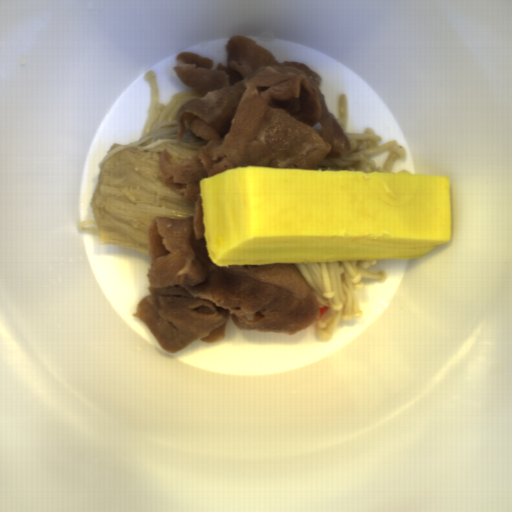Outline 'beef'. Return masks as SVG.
<instances>
[{
  "instance_id": "obj_1",
  "label": "beef",
  "mask_w": 512,
  "mask_h": 512,
  "mask_svg": "<svg viewBox=\"0 0 512 512\" xmlns=\"http://www.w3.org/2000/svg\"><path fill=\"white\" fill-rule=\"evenodd\" d=\"M176 78L197 94L177 113V140L190 130L196 153L175 160L165 149L157 173L194 205V216H156L146 233L151 261L141 319L169 353L194 341H221L227 321L286 337L318 319L314 294L295 264L216 266L207 252L200 181L244 167L315 169L342 158L347 138L326 100L322 77L306 63L279 61L247 35H232L226 60L174 56Z\"/></svg>"
}]
</instances>
